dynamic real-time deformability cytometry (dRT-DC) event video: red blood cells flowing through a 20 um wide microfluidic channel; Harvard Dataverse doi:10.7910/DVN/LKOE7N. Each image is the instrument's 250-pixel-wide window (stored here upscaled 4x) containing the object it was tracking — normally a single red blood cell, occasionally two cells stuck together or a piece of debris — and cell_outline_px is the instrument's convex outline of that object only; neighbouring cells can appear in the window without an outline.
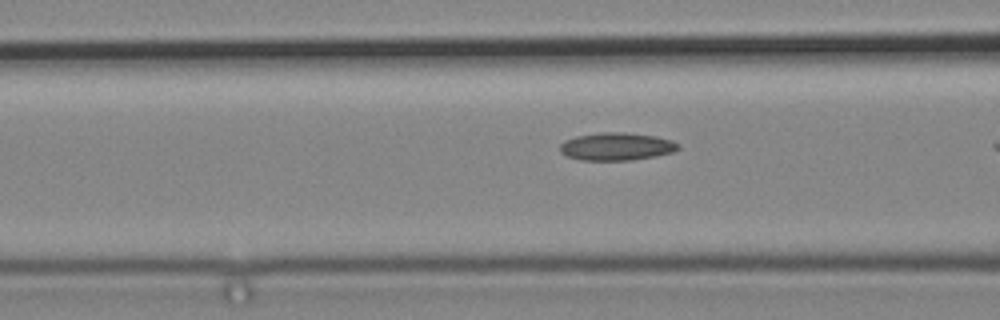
{"species": "common noctule bat (a hibernating species)", "species_latin": "Nyctalus noctula", "temperature_condition": "cold", "stored_images_in_passage": 12, "camera_frame_rate_fps": 3000, "um_per_image_px": 0.085, "animal": {"sex": "male", "body_mass_g": 19.2, "forearm_length_mm": 51.8}, "frame": {"image": 1, "passage_image": 10, "time_ms": 3.0, "image_size_px": [1000, 320], "cell_outline_px": [[680, 148], [672, 152], [656, 156], [632, 160], [580, 160], [568, 156], [560, 152], [560, 144], [564, 140], [576, 136], [600, 132], [624, 132], [656, 136], [672, 140], [680, 144]], "centroid_in_image_um": [52.41, 12.45], "position_along_channel_um": 114.2, "area_um2": 19.25}}